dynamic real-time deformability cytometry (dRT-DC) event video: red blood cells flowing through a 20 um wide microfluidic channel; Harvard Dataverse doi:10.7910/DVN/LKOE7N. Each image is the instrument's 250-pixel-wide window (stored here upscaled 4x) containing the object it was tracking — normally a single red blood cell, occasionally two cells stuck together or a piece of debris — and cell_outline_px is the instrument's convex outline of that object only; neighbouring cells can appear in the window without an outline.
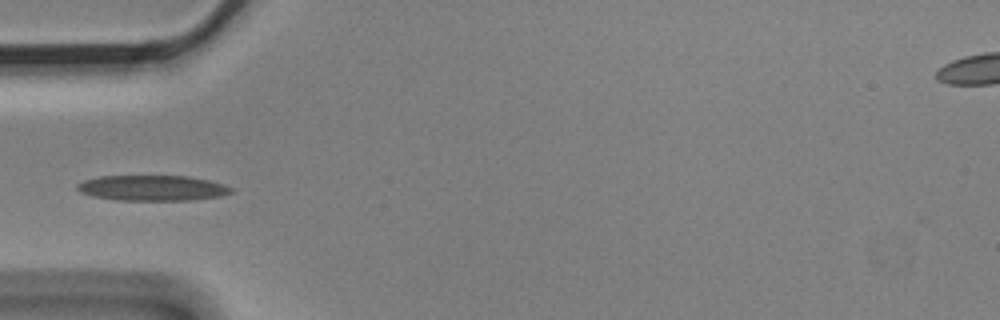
{"species": "Egyptian fruit bat (a non-hibernating species)", "species_latin": "Rousettus aegyptiacus", "temperature_condition": "cold", "stored_images_in_passage": 4, "camera_frame_rate_fps": 3000, "um_per_image_px": 0.085, "animal": {"sex": "male"}, "frame": {"image": 1, "passage_image": 4, "time_ms": 1.0, "image_size_px": [1000, 320], "cell_outline_px": [[232, 192], [224, 196], [188, 200], [116, 200], [92, 196], [80, 192], [76, 188], [76, 184], [84, 180], [100, 176], [188, 176], [208, 180], [224, 184], [232, 188]], "centroid_in_image_um": [12.95, 15.98], "position_along_channel_um": 72.1, "area_um2": 22.89}}